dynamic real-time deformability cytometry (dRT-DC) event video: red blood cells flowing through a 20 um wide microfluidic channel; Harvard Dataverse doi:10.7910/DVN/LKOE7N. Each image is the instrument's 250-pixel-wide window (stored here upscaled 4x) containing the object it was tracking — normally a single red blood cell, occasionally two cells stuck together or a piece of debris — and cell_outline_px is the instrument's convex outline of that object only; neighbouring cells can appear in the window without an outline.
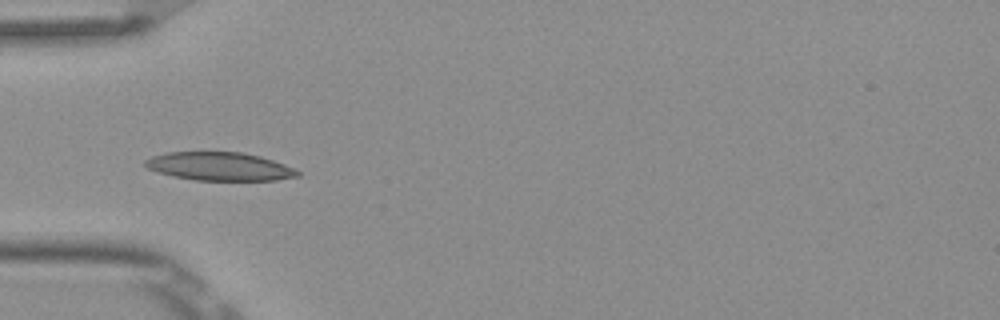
{"species": "Egyptian fruit bat (a non-hibernating species)", "species_latin": "Rousettus aegyptiacus", "temperature_condition": "room temperature", "stored_images_in_passage": 3, "camera_frame_rate_fps": 3000, "um_per_image_px": 0.085, "frame": {"image": 1, "passage_image": 2, "time_ms": 0.333, "image_size_px": [1000, 320], "cell_outline_px": [[300, 176], [276, 180], [196, 180], [172, 176], [148, 168], [144, 164], [144, 160], [152, 156], [168, 152], [240, 152], [260, 156], [284, 164], [300, 172]], "centroid_in_image_um": [18.66, 14.14], "position_along_channel_um": 66.3, "area_um2": 24.97}}
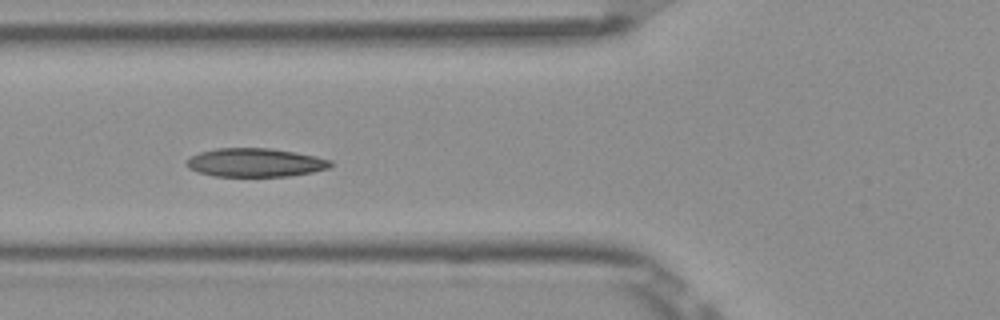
{"frame": {"image": 2, "passage_image": 3, "time_ms": 0.667, "image_size_px": [1000, 320], "cell_outline_px": [[336, 164], [328, 168], [312, 172], [288, 176], [212, 176], [196, 172], [188, 168], [184, 164], [192, 156], [200, 152], [216, 148], [268, 148], [296, 152], [316, 156], [332, 160]], "centroid_in_image_um": [21.71, 13.82], "position_along_channel_um": 104.1, "area_um2": 24.16}}